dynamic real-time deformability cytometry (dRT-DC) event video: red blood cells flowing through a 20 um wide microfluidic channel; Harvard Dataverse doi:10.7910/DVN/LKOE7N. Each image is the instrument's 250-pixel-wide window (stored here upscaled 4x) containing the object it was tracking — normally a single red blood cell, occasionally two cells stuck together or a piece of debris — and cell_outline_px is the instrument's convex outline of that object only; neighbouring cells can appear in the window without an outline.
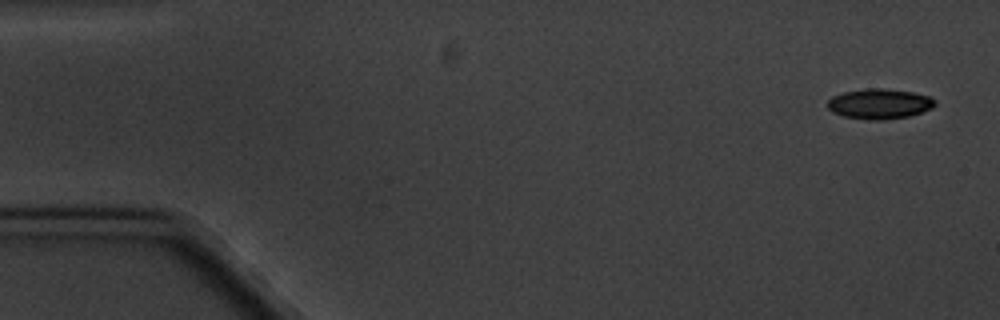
{"species": "common noctule bat (a hibernating species)", "species_latin": "Nyctalus noctula", "temperature_condition": "cold", "stored_images_in_passage": 10, "camera_frame_rate_fps": 3000, "um_per_image_px": 0.085, "animal": {"sex": "male", "body_mass_g": 20.1, "forearm_length_mm": 53.5}, "frame": {"image": 1, "passage_image": 1, "time_ms": 0.0, "image_size_px": [1000, 320], "cell_outline_px": [[936, 104], [932, 108], [908, 116], [884, 120], [872, 120], [844, 116], [832, 112], [828, 108], [828, 100], [832, 96], [844, 92], [864, 88], [880, 88], [912, 92], [928, 96], [936, 100]], "centroid_in_image_um": [74.74, 8.82], "position_along_channel_um": 10.3, "area_um2": 18.79}}
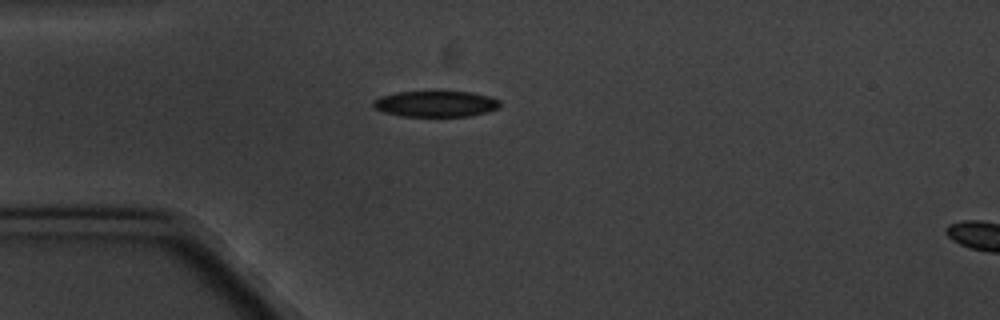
{"frame": {"image": 2, "passage_image": 5, "time_ms": 4.333, "image_size_px": [1000, 320], "cell_outline_px": [[500, 104], [496, 108], [488, 112], [472, 116], [400, 116], [384, 112], [376, 108], [372, 104], [380, 96], [396, 92], [468, 92], [488, 96], [500, 100]], "centroid_in_image_um": [37.04, 8.83], "position_along_channel_um": 48.0, "area_um2": 18.96}}
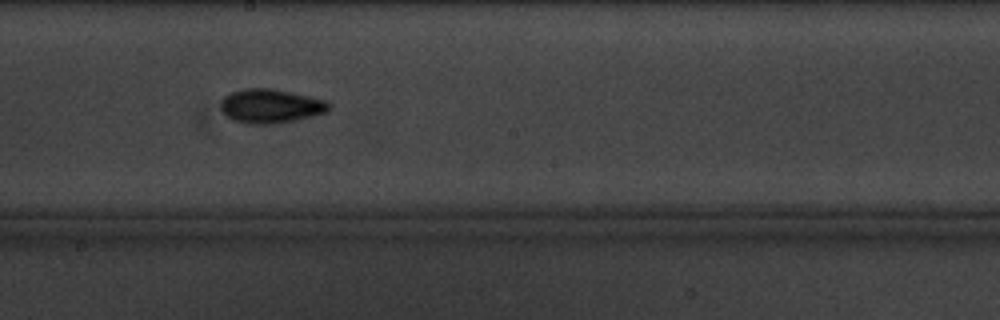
{"frame": {"image": 3, "passage_image": 10, "time_ms": 10.0, "image_size_px": [1000, 320], "cell_outline_px": [[332, 104], [328, 112], [296, 120], [272, 124], [252, 124], [232, 120], [220, 108], [220, 100], [224, 96], [232, 92], [244, 88], [272, 88], [328, 100]], "centroid_in_image_um": [23.03, 9.01], "position_along_channel_um": 225.2, "area_um2": 21.68}}